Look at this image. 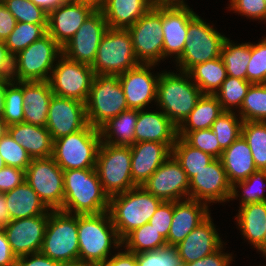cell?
I'll list each match as a JSON object with an SVG mask.
<instances>
[{"instance_id":"6da1fadb","label":"cell","mask_w":266,"mask_h":266,"mask_svg":"<svg viewBox=\"0 0 266 266\" xmlns=\"http://www.w3.org/2000/svg\"><path fill=\"white\" fill-rule=\"evenodd\" d=\"M79 264L103 265L111 256V248H122V240L109 212L78 215Z\"/></svg>"},{"instance_id":"7a4b0ae2","label":"cell","mask_w":266,"mask_h":266,"mask_svg":"<svg viewBox=\"0 0 266 266\" xmlns=\"http://www.w3.org/2000/svg\"><path fill=\"white\" fill-rule=\"evenodd\" d=\"M63 180L62 211L76 215L108 211L109 196L104 192L95 168L65 170Z\"/></svg>"},{"instance_id":"3957f363","label":"cell","mask_w":266,"mask_h":266,"mask_svg":"<svg viewBox=\"0 0 266 266\" xmlns=\"http://www.w3.org/2000/svg\"><path fill=\"white\" fill-rule=\"evenodd\" d=\"M162 71L157 85L159 110L178 127L196 106L203 93L188 72Z\"/></svg>"},{"instance_id":"277c9868","label":"cell","mask_w":266,"mask_h":266,"mask_svg":"<svg viewBox=\"0 0 266 266\" xmlns=\"http://www.w3.org/2000/svg\"><path fill=\"white\" fill-rule=\"evenodd\" d=\"M162 202L141 186L109 197L108 212L120 239L149 223Z\"/></svg>"},{"instance_id":"5b68a950","label":"cell","mask_w":266,"mask_h":266,"mask_svg":"<svg viewBox=\"0 0 266 266\" xmlns=\"http://www.w3.org/2000/svg\"><path fill=\"white\" fill-rule=\"evenodd\" d=\"M40 252L63 265L79 264L78 215L51 210Z\"/></svg>"},{"instance_id":"8992f818","label":"cell","mask_w":266,"mask_h":266,"mask_svg":"<svg viewBox=\"0 0 266 266\" xmlns=\"http://www.w3.org/2000/svg\"><path fill=\"white\" fill-rule=\"evenodd\" d=\"M101 141L100 129L87 124L82 130L53 140L52 157L63 171L95 168Z\"/></svg>"},{"instance_id":"52a82bcc","label":"cell","mask_w":266,"mask_h":266,"mask_svg":"<svg viewBox=\"0 0 266 266\" xmlns=\"http://www.w3.org/2000/svg\"><path fill=\"white\" fill-rule=\"evenodd\" d=\"M87 122L100 129L111 118L128 110L118 75H95L85 103Z\"/></svg>"},{"instance_id":"ba28073f","label":"cell","mask_w":266,"mask_h":266,"mask_svg":"<svg viewBox=\"0 0 266 266\" xmlns=\"http://www.w3.org/2000/svg\"><path fill=\"white\" fill-rule=\"evenodd\" d=\"M62 47L47 33L13 57L14 81H48Z\"/></svg>"},{"instance_id":"9c48e42d","label":"cell","mask_w":266,"mask_h":266,"mask_svg":"<svg viewBox=\"0 0 266 266\" xmlns=\"http://www.w3.org/2000/svg\"><path fill=\"white\" fill-rule=\"evenodd\" d=\"M95 170L104 192L109 197L137 187L131 176L130 146L113 145L101 141Z\"/></svg>"},{"instance_id":"30bf717a","label":"cell","mask_w":266,"mask_h":266,"mask_svg":"<svg viewBox=\"0 0 266 266\" xmlns=\"http://www.w3.org/2000/svg\"><path fill=\"white\" fill-rule=\"evenodd\" d=\"M139 64L128 29L108 28L91 68L95 75H120Z\"/></svg>"},{"instance_id":"8fae6325","label":"cell","mask_w":266,"mask_h":266,"mask_svg":"<svg viewBox=\"0 0 266 266\" xmlns=\"http://www.w3.org/2000/svg\"><path fill=\"white\" fill-rule=\"evenodd\" d=\"M213 26L199 15L188 23L185 47L181 57L176 61L178 71L189 72L197 64L221 56V49L227 37L221 35Z\"/></svg>"},{"instance_id":"7c38bea8","label":"cell","mask_w":266,"mask_h":266,"mask_svg":"<svg viewBox=\"0 0 266 266\" xmlns=\"http://www.w3.org/2000/svg\"><path fill=\"white\" fill-rule=\"evenodd\" d=\"M127 29L140 63L158 65L163 61L162 4L152 6Z\"/></svg>"},{"instance_id":"4fadbf2b","label":"cell","mask_w":266,"mask_h":266,"mask_svg":"<svg viewBox=\"0 0 266 266\" xmlns=\"http://www.w3.org/2000/svg\"><path fill=\"white\" fill-rule=\"evenodd\" d=\"M94 77L95 73L90 65L61 54L48 82L55 95L86 103Z\"/></svg>"},{"instance_id":"5bb4252c","label":"cell","mask_w":266,"mask_h":266,"mask_svg":"<svg viewBox=\"0 0 266 266\" xmlns=\"http://www.w3.org/2000/svg\"><path fill=\"white\" fill-rule=\"evenodd\" d=\"M26 182L49 210H62L63 170L52 156L32 159L25 170Z\"/></svg>"},{"instance_id":"9a60e30c","label":"cell","mask_w":266,"mask_h":266,"mask_svg":"<svg viewBox=\"0 0 266 266\" xmlns=\"http://www.w3.org/2000/svg\"><path fill=\"white\" fill-rule=\"evenodd\" d=\"M108 28L103 12L97 8L62 47V54L68 59L91 66Z\"/></svg>"},{"instance_id":"2e32d148","label":"cell","mask_w":266,"mask_h":266,"mask_svg":"<svg viewBox=\"0 0 266 266\" xmlns=\"http://www.w3.org/2000/svg\"><path fill=\"white\" fill-rule=\"evenodd\" d=\"M97 8L84 0L62 3L48 13L47 33L63 47Z\"/></svg>"},{"instance_id":"e0dca14e","label":"cell","mask_w":266,"mask_h":266,"mask_svg":"<svg viewBox=\"0 0 266 266\" xmlns=\"http://www.w3.org/2000/svg\"><path fill=\"white\" fill-rule=\"evenodd\" d=\"M142 187L163 202L189 198V178L173 155L162 163Z\"/></svg>"},{"instance_id":"ac0fdd59","label":"cell","mask_w":266,"mask_h":266,"mask_svg":"<svg viewBox=\"0 0 266 266\" xmlns=\"http://www.w3.org/2000/svg\"><path fill=\"white\" fill-rule=\"evenodd\" d=\"M231 192L232 185L220 158H215L189 180V198L207 204L229 202Z\"/></svg>"},{"instance_id":"d6986e66","label":"cell","mask_w":266,"mask_h":266,"mask_svg":"<svg viewBox=\"0 0 266 266\" xmlns=\"http://www.w3.org/2000/svg\"><path fill=\"white\" fill-rule=\"evenodd\" d=\"M197 14L185 4H162L163 60L181 57L187 39L188 23Z\"/></svg>"},{"instance_id":"ffe728a7","label":"cell","mask_w":266,"mask_h":266,"mask_svg":"<svg viewBox=\"0 0 266 266\" xmlns=\"http://www.w3.org/2000/svg\"><path fill=\"white\" fill-rule=\"evenodd\" d=\"M87 124L84 102L53 95L46 124L53 140L82 130Z\"/></svg>"},{"instance_id":"44dd1931","label":"cell","mask_w":266,"mask_h":266,"mask_svg":"<svg viewBox=\"0 0 266 266\" xmlns=\"http://www.w3.org/2000/svg\"><path fill=\"white\" fill-rule=\"evenodd\" d=\"M49 213L11 220L3 227L16 257L41 251Z\"/></svg>"},{"instance_id":"7402d4cb","label":"cell","mask_w":266,"mask_h":266,"mask_svg":"<svg viewBox=\"0 0 266 266\" xmlns=\"http://www.w3.org/2000/svg\"><path fill=\"white\" fill-rule=\"evenodd\" d=\"M155 66L156 64L141 63L118 75L129 109L142 110L152 101L156 103L160 73L154 75L150 72Z\"/></svg>"},{"instance_id":"603a6c76","label":"cell","mask_w":266,"mask_h":266,"mask_svg":"<svg viewBox=\"0 0 266 266\" xmlns=\"http://www.w3.org/2000/svg\"><path fill=\"white\" fill-rule=\"evenodd\" d=\"M223 243L210 214L175 247L185 265L214 253Z\"/></svg>"},{"instance_id":"cb8c5ba5","label":"cell","mask_w":266,"mask_h":266,"mask_svg":"<svg viewBox=\"0 0 266 266\" xmlns=\"http://www.w3.org/2000/svg\"><path fill=\"white\" fill-rule=\"evenodd\" d=\"M210 214L209 204L205 202L190 198L173 201V217L166 240L167 246H177Z\"/></svg>"},{"instance_id":"d4e9b609","label":"cell","mask_w":266,"mask_h":266,"mask_svg":"<svg viewBox=\"0 0 266 266\" xmlns=\"http://www.w3.org/2000/svg\"><path fill=\"white\" fill-rule=\"evenodd\" d=\"M131 148V176L136 186H143L148 178L172 155L165 144L153 141L134 143Z\"/></svg>"},{"instance_id":"484cf974","label":"cell","mask_w":266,"mask_h":266,"mask_svg":"<svg viewBox=\"0 0 266 266\" xmlns=\"http://www.w3.org/2000/svg\"><path fill=\"white\" fill-rule=\"evenodd\" d=\"M177 137V126L163 111L138 110L134 131L135 143L144 141L165 143L172 150Z\"/></svg>"},{"instance_id":"4316f807","label":"cell","mask_w":266,"mask_h":266,"mask_svg":"<svg viewBox=\"0 0 266 266\" xmlns=\"http://www.w3.org/2000/svg\"><path fill=\"white\" fill-rule=\"evenodd\" d=\"M53 95L48 81H23L24 122L46 127Z\"/></svg>"},{"instance_id":"83f0119b","label":"cell","mask_w":266,"mask_h":266,"mask_svg":"<svg viewBox=\"0 0 266 266\" xmlns=\"http://www.w3.org/2000/svg\"><path fill=\"white\" fill-rule=\"evenodd\" d=\"M8 133L32 159L52 156L53 139L46 127L22 122L8 126Z\"/></svg>"},{"instance_id":"f1b7e54d","label":"cell","mask_w":266,"mask_h":266,"mask_svg":"<svg viewBox=\"0 0 266 266\" xmlns=\"http://www.w3.org/2000/svg\"><path fill=\"white\" fill-rule=\"evenodd\" d=\"M152 6L151 0H102L98 8L103 12L109 28L127 29Z\"/></svg>"},{"instance_id":"f546056e","label":"cell","mask_w":266,"mask_h":266,"mask_svg":"<svg viewBox=\"0 0 266 266\" xmlns=\"http://www.w3.org/2000/svg\"><path fill=\"white\" fill-rule=\"evenodd\" d=\"M251 149L241 135L227 149L223 150L220 160L231 185L246 180L257 171Z\"/></svg>"},{"instance_id":"4dcf8cb0","label":"cell","mask_w":266,"mask_h":266,"mask_svg":"<svg viewBox=\"0 0 266 266\" xmlns=\"http://www.w3.org/2000/svg\"><path fill=\"white\" fill-rule=\"evenodd\" d=\"M11 220L50 213L32 187L24 181L13 190L4 192Z\"/></svg>"},{"instance_id":"1f68e13d","label":"cell","mask_w":266,"mask_h":266,"mask_svg":"<svg viewBox=\"0 0 266 266\" xmlns=\"http://www.w3.org/2000/svg\"><path fill=\"white\" fill-rule=\"evenodd\" d=\"M235 218L243 237L256 249L266 233V202L240 206Z\"/></svg>"},{"instance_id":"d6a6232c","label":"cell","mask_w":266,"mask_h":266,"mask_svg":"<svg viewBox=\"0 0 266 266\" xmlns=\"http://www.w3.org/2000/svg\"><path fill=\"white\" fill-rule=\"evenodd\" d=\"M137 118V109H128L111 118L100 128L102 142L123 146L133 145Z\"/></svg>"},{"instance_id":"836d02e7","label":"cell","mask_w":266,"mask_h":266,"mask_svg":"<svg viewBox=\"0 0 266 266\" xmlns=\"http://www.w3.org/2000/svg\"><path fill=\"white\" fill-rule=\"evenodd\" d=\"M222 112L224 110L215 95L203 94L177 131L209 129Z\"/></svg>"},{"instance_id":"e575fe53","label":"cell","mask_w":266,"mask_h":266,"mask_svg":"<svg viewBox=\"0 0 266 266\" xmlns=\"http://www.w3.org/2000/svg\"><path fill=\"white\" fill-rule=\"evenodd\" d=\"M188 73L201 92L210 95H214L227 78L226 67L221 56L197 64Z\"/></svg>"},{"instance_id":"d590c367","label":"cell","mask_w":266,"mask_h":266,"mask_svg":"<svg viewBox=\"0 0 266 266\" xmlns=\"http://www.w3.org/2000/svg\"><path fill=\"white\" fill-rule=\"evenodd\" d=\"M251 57V42L237 44L227 37L221 49V58L227 76L247 80V65Z\"/></svg>"},{"instance_id":"8d00e7d4","label":"cell","mask_w":266,"mask_h":266,"mask_svg":"<svg viewBox=\"0 0 266 266\" xmlns=\"http://www.w3.org/2000/svg\"><path fill=\"white\" fill-rule=\"evenodd\" d=\"M166 246V239L150 223L133 230L122 240L123 249L135 254L158 250Z\"/></svg>"},{"instance_id":"74e56055","label":"cell","mask_w":266,"mask_h":266,"mask_svg":"<svg viewBox=\"0 0 266 266\" xmlns=\"http://www.w3.org/2000/svg\"><path fill=\"white\" fill-rule=\"evenodd\" d=\"M172 155L180 163L189 180L215 159L210 154L188 145L181 137H177L172 147Z\"/></svg>"},{"instance_id":"f35d334b","label":"cell","mask_w":266,"mask_h":266,"mask_svg":"<svg viewBox=\"0 0 266 266\" xmlns=\"http://www.w3.org/2000/svg\"><path fill=\"white\" fill-rule=\"evenodd\" d=\"M47 34V24L17 22L16 27L4 40L8 53L14 57L31 43Z\"/></svg>"},{"instance_id":"ab89813d","label":"cell","mask_w":266,"mask_h":266,"mask_svg":"<svg viewBox=\"0 0 266 266\" xmlns=\"http://www.w3.org/2000/svg\"><path fill=\"white\" fill-rule=\"evenodd\" d=\"M242 136L252 151L257 170H266V122H243Z\"/></svg>"},{"instance_id":"60d3db41","label":"cell","mask_w":266,"mask_h":266,"mask_svg":"<svg viewBox=\"0 0 266 266\" xmlns=\"http://www.w3.org/2000/svg\"><path fill=\"white\" fill-rule=\"evenodd\" d=\"M266 184V170H257L252 173L246 180L236 182L232 185L230 200H237L240 196V206L249 203L266 202V194L263 186ZM239 190L241 189L242 193ZM241 194H239V193Z\"/></svg>"},{"instance_id":"b9f144b4","label":"cell","mask_w":266,"mask_h":266,"mask_svg":"<svg viewBox=\"0 0 266 266\" xmlns=\"http://www.w3.org/2000/svg\"><path fill=\"white\" fill-rule=\"evenodd\" d=\"M237 113L244 122H266V83L251 84Z\"/></svg>"},{"instance_id":"7bdbcfd3","label":"cell","mask_w":266,"mask_h":266,"mask_svg":"<svg viewBox=\"0 0 266 266\" xmlns=\"http://www.w3.org/2000/svg\"><path fill=\"white\" fill-rule=\"evenodd\" d=\"M251 84L247 80L227 76L214 95L224 111L239 110Z\"/></svg>"},{"instance_id":"ee69618b","label":"cell","mask_w":266,"mask_h":266,"mask_svg":"<svg viewBox=\"0 0 266 266\" xmlns=\"http://www.w3.org/2000/svg\"><path fill=\"white\" fill-rule=\"evenodd\" d=\"M242 118L234 111H224L212 124L220 147L225 150L242 135Z\"/></svg>"},{"instance_id":"f6af8a7d","label":"cell","mask_w":266,"mask_h":266,"mask_svg":"<svg viewBox=\"0 0 266 266\" xmlns=\"http://www.w3.org/2000/svg\"><path fill=\"white\" fill-rule=\"evenodd\" d=\"M23 81L11 80L4 94L3 119L8 126L24 122Z\"/></svg>"},{"instance_id":"bcb514c9","label":"cell","mask_w":266,"mask_h":266,"mask_svg":"<svg viewBox=\"0 0 266 266\" xmlns=\"http://www.w3.org/2000/svg\"><path fill=\"white\" fill-rule=\"evenodd\" d=\"M177 134L188 145L210 154L214 158H220L222 155L223 149L211 128L196 131H177Z\"/></svg>"},{"instance_id":"7dc6e473","label":"cell","mask_w":266,"mask_h":266,"mask_svg":"<svg viewBox=\"0 0 266 266\" xmlns=\"http://www.w3.org/2000/svg\"><path fill=\"white\" fill-rule=\"evenodd\" d=\"M3 4L17 22L47 24L48 13L31 0H5Z\"/></svg>"},{"instance_id":"c3c4849f","label":"cell","mask_w":266,"mask_h":266,"mask_svg":"<svg viewBox=\"0 0 266 266\" xmlns=\"http://www.w3.org/2000/svg\"><path fill=\"white\" fill-rule=\"evenodd\" d=\"M0 156L6 166L26 170L32 158L7 132L0 138Z\"/></svg>"},{"instance_id":"681fc988","label":"cell","mask_w":266,"mask_h":266,"mask_svg":"<svg viewBox=\"0 0 266 266\" xmlns=\"http://www.w3.org/2000/svg\"><path fill=\"white\" fill-rule=\"evenodd\" d=\"M136 261L137 266H184L176 247L173 246L137 253Z\"/></svg>"},{"instance_id":"f907efd6","label":"cell","mask_w":266,"mask_h":266,"mask_svg":"<svg viewBox=\"0 0 266 266\" xmlns=\"http://www.w3.org/2000/svg\"><path fill=\"white\" fill-rule=\"evenodd\" d=\"M247 81L266 83V37L257 44L251 43V57L247 65Z\"/></svg>"},{"instance_id":"816d5d0a","label":"cell","mask_w":266,"mask_h":266,"mask_svg":"<svg viewBox=\"0 0 266 266\" xmlns=\"http://www.w3.org/2000/svg\"><path fill=\"white\" fill-rule=\"evenodd\" d=\"M227 7L234 13L245 16L249 19L263 20L266 22V1L265 0H229Z\"/></svg>"},{"instance_id":"f5cc1de1","label":"cell","mask_w":266,"mask_h":266,"mask_svg":"<svg viewBox=\"0 0 266 266\" xmlns=\"http://www.w3.org/2000/svg\"><path fill=\"white\" fill-rule=\"evenodd\" d=\"M173 217V201L162 202L149 223L167 240Z\"/></svg>"},{"instance_id":"db71d44e","label":"cell","mask_w":266,"mask_h":266,"mask_svg":"<svg viewBox=\"0 0 266 266\" xmlns=\"http://www.w3.org/2000/svg\"><path fill=\"white\" fill-rule=\"evenodd\" d=\"M25 180V170L5 166L0 170V193L13 190Z\"/></svg>"},{"instance_id":"11a10c76","label":"cell","mask_w":266,"mask_h":266,"mask_svg":"<svg viewBox=\"0 0 266 266\" xmlns=\"http://www.w3.org/2000/svg\"><path fill=\"white\" fill-rule=\"evenodd\" d=\"M233 257L231 253L223 251V245L214 253L198 259L192 263H187L184 266H230Z\"/></svg>"},{"instance_id":"9f6ffc18","label":"cell","mask_w":266,"mask_h":266,"mask_svg":"<svg viewBox=\"0 0 266 266\" xmlns=\"http://www.w3.org/2000/svg\"><path fill=\"white\" fill-rule=\"evenodd\" d=\"M15 266H64L61 262L52 260L41 252L17 257Z\"/></svg>"},{"instance_id":"6f0895ef","label":"cell","mask_w":266,"mask_h":266,"mask_svg":"<svg viewBox=\"0 0 266 266\" xmlns=\"http://www.w3.org/2000/svg\"><path fill=\"white\" fill-rule=\"evenodd\" d=\"M17 20L3 3H0V41H4L16 27Z\"/></svg>"},{"instance_id":"680465c9","label":"cell","mask_w":266,"mask_h":266,"mask_svg":"<svg viewBox=\"0 0 266 266\" xmlns=\"http://www.w3.org/2000/svg\"><path fill=\"white\" fill-rule=\"evenodd\" d=\"M17 257L12 252L5 231L0 227V266H15Z\"/></svg>"},{"instance_id":"91938a15","label":"cell","mask_w":266,"mask_h":266,"mask_svg":"<svg viewBox=\"0 0 266 266\" xmlns=\"http://www.w3.org/2000/svg\"><path fill=\"white\" fill-rule=\"evenodd\" d=\"M111 257V258H110ZM105 262V266H137L136 254L128 250H122L111 255Z\"/></svg>"},{"instance_id":"94428289","label":"cell","mask_w":266,"mask_h":266,"mask_svg":"<svg viewBox=\"0 0 266 266\" xmlns=\"http://www.w3.org/2000/svg\"><path fill=\"white\" fill-rule=\"evenodd\" d=\"M13 57L8 53L4 41H0V77L8 79L12 77Z\"/></svg>"},{"instance_id":"6125c7cd","label":"cell","mask_w":266,"mask_h":266,"mask_svg":"<svg viewBox=\"0 0 266 266\" xmlns=\"http://www.w3.org/2000/svg\"><path fill=\"white\" fill-rule=\"evenodd\" d=\"M11 221L4 193H0V227H5Z\"/></svg>"},{"instance_id":"be15d7a7","label":"cell","mask_w":266,"mask_h":266,"mask_svg":"<svg viewBox=\"0 0 266 266\" xmlns=\"http://www.w3.org/2000/svg\"><path fill=\"white\" fill-rule=\"evenodd\" d=\"M11 80H12L11 78H8V79H2L0 81V117H3L4 94H5L6 86Z\"/></svg>"},{"instance_id":"e7e4bbea","label":"cell","mask_w":266,"mask_h":266,"mask_svg":"<svg viewBox=\"0 0 266 266\" xmlns=\"http://www.w3.org/2000/svg\"><path fill=\"white\" fill-rule=\"evenodd\" d=\"M70 1L73 0H47V13H49L51 10L56 9L60 4Z\"/></svg>"},{"instance_id":"03108f58","label":"cell","mask_w":266,"mask_h":266,"mask_svg":"<svg viewBox=\"0 0 266 266\" xmlns=\"http://www.w3.org/2000/svg\"><path fill=\"white\" fill-rule=\"evenodd\" d=\"M154 5L156 4H185V0H151Z\"/></svg>"},{"instance_id":"003e7915","label":"cell","mask_w":266,"mask_h":266,"mask_svg":"<svg viewBox=\"0 0 266 266\" xmlns=\"http://www.w3.org/2000/svg\"><path fill=\"white\" fill-rule=\"evenodd\" d=\"M8 132V125L2 117H0V138Z\"/></svg>"},{"instance_id":"a7ac6f4b","label":"cell","mask_w":266,"mask_h":266,"mask_svg":"<svg viewBox=\"0 0 266 266\" xmlns=\"http://www.w3.org/2000/svg\"><path fill=\"white\" fill-rule=\"evenodd\" d=\"M36 6L47 12V0H31Z\"/></svg>"},{"instance_id":"89a4df30","label":"cell","mask_w":266,"mask_h":266,"mask_svg":"<svg viewBox=\"0 0 266 266\" xmlns=\"http://www.w3.org/2000/svg\"><path fill=\"white\" fill-rule=\"evenodd\" d=\"M256 249L260 253L262 252L261 254H263L266 257V233H265L262 243Z\"/></svg>"},{"instance_id":"2644e50d","label":"cell","mask_w":266,"mask_h":266,"mask_svg":"<svg viewBox=\"0 0 266 266\" xmlns=\"http://www.w3.org/2000/svg\"><path fill=\"white\" fill-rule=\"evenodd\" d=\"M84 1L92 2V3L96 4L97 6H99L102 2V0H84Z\"/></svg>"},{"instance_id":"8c879c8a","label":"cell","mask_w":266,"mask_h":266,"mask_svg":"<svg viewBox=\"0 0 266 266\" xmlns=\"http://www.w3.org/2000/svg\"><path fill=\"white\" fill-rule=\"evenodd\" d=\"M6 165H5V163H4V161H3V158L0 156V170L2 169V168H4Z\"/></svg>"},{"instance_id":"753ad0ef","label":"cell","mask_w":266,"mask_h":266,"mask_svg":"<svg viewBox=\"0 0 266 266\" xmlns=\"http://www.w3.org/2000/svg\"><path fill=\"white\" fill-rule=\"evenodd\" d=\"M64 266H91V265H85V264H74V265H64Z\"/></svg>"}]
</instances>
